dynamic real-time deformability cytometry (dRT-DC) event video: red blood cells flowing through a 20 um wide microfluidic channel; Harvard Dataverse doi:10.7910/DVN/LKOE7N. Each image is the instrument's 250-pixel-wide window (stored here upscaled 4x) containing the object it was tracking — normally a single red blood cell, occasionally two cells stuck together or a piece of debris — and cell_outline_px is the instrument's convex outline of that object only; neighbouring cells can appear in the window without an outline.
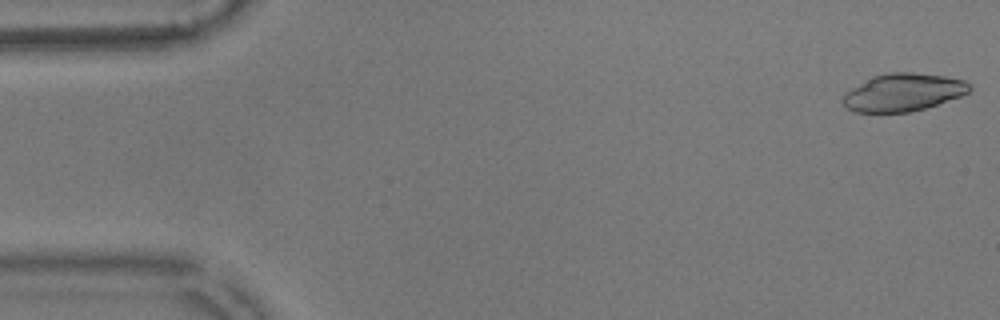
{"species": "common noctule bat (a hibernating species)", "species_latin": "Nyctalus noctula", "temperature_condition": "warm", "stored_images_in_passage": 13, "camera_frame_rate_fps": 3000, "um_per_image_px": 0.085, "animal": {"sex": "male", "body_mass_g": 17.9}, "frame": {"image": 1, "passage_image": 1, "time_ms": 0.0, "image_size_px": [1000, 320], "cell_outline_px": [[972, 88], [968, 92], [960, 96], [924, 108], [908, 112], [856, 112], [848, 108], [844, 104], [844, 92], [872, 76], [888, 72], [912, 72], [944, 76], [964, 80]], "centroid_in_image_um": [76.75, 7.84], "position_along_channel_um": 8.2, "area_um2": 27.51}}